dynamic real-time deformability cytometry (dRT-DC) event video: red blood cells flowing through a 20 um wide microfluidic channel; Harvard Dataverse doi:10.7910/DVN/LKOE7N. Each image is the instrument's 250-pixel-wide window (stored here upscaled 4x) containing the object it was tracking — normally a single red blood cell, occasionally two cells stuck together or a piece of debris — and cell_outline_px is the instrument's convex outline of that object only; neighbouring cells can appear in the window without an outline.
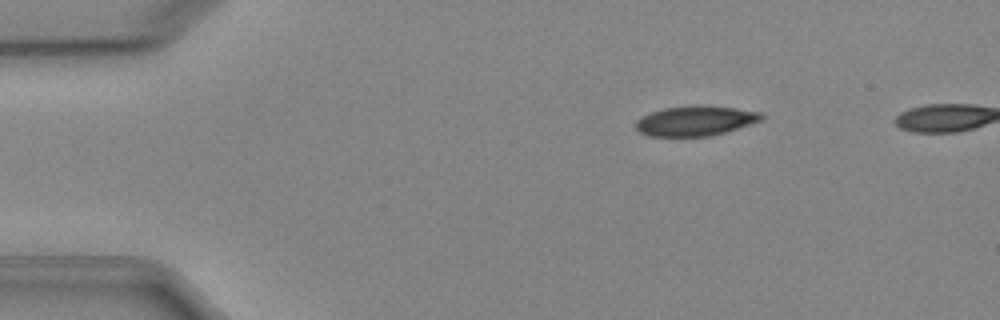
{"species": "Egyptian fruit bat (a non-hibernating species)", "species_latin": "Rousettus aegyptiacus", "temperature_condition": "cold", "stored_images_in_passage": 5, "camera_frame_rate_fps": 3000, "um_per_image_px": 0.085, "animal": {"sex": "female"}, "frame": {"image": 1, "passage_image": 5, "time_ms": 5.333, "image_size_px": [1000, 320], "cell_outline_px": [[764, 120], [724, 132], [708, 136], [648, 136], [640, 132], [636, 128], [636, 120], [640, 116], [664, 108], [696, 104], [704, 104], [764, 112]], "centroid_in_image_um": [59.13, 10.25], "position_along_channel_um": 25.9, "area_um2": 22.2}}